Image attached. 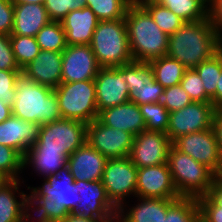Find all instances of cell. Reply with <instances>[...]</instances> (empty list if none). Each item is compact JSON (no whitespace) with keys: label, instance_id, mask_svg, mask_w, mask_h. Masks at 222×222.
Segmentation results:
<instances>
[{"label":"cell","instance_id":"cell-1","mask_svg":"<svg viewBox=\"0 0 222 222\" xmlns=\"http://www.w3.org/2000/svg\"><path fill=\"white\" fill-rule=\"evenodd\" d=\"M43 182L38 187H27L31 190L28 194L29 222H60L78 204L75 180L69 167L65 166L43 178ZM30 210L37 214L35 220Z\"/></svg>","mask_w":222,"mask_h":222},{"label":"cell","instance_id":"cell-2","mask_svg":"<svg viewBox=\"0 0 222 222\" xmlns=\"http://www.w3.org/2000/svg\"><path fill=\"white\" fill-rule=\"evenodd\" d=\"M217 42L218 35L209 18L186 22L169 36L166 55L192 69L216 54Z\"/></svg>","mask_w":222,"mask_h":222},{"label":"cell","instance_id":"cell-3","mask_svg":"<svg viewBox=\"0 0 222 222\" xmlns=\"http://www.w3.org/2000/svg\"><path fill=\"white\" fill-rule=\"evenodd\" d=\"M124 19L133 60L149 62L167 54L169 36L142 5H129Z\"/></svg>","mask_w":222,"mask_h":222},{"label":"cell","instance_id":"cell-4","mask_svg":"<svg viewBox=\"0 0 222 222\" xmlns=\"http://www.w3.org/2000/svg\"><path fill=\"white\" fill-rule=\"evenodd\" d=\"M12 115L39 125L61 119L54 89L20 76L16 83Z\"/></svg>","mask_w":222,"mask_h":222},{"label":"cell","instance_id":"cell-5","mask_svg":"<svg viewBox=\"0 0 222 222\" xmlns=\"http://www.w3.org/2000/svg\"><path fill=\"white\" fill-rule=\"evenodd\" d=\"M90 46L100 68L118 67L133 61L124 18L98 21Z\"/></svg>","mask_w":222,"mask_h":222},{"label":"cell","instance_id":"cell-6","mask_svg":"<svg viewBox=\"0 0 222 222\" xmlns=\"http://www.w3.org/2000/svg\"><path fill=\"white\" fill-rule=\"evenodd\" d=\"M167 163L181 197L198 198L206 195L217 178L210 168L180 152L173 145L169 149Z\"/></svg>","mask_w":222,"mask_h":222},{"label":"cell","instance_id":"cell-7","mask_svg":"<svg viewBox=\"0 0 222 222\" xmlns=\"http://www.w3.org/2000/svg\"><path fill=\"white\" fill-rule=\"evenodd\" d=\"M87 124L59 119L40 125L37 141L27 151L62 152L67 158L86 142Z\"/></svg>","mask_w":222,"mask_h":222},{"label":"cell","instance_id":"cell-8","mask_svg":"<svg viewBox=\"0 0 222 222\" xmlns=\"http://www.w3.org/2000/svg\"><path fill=\"white\" fill-rule=\"evenodd\" d=\"M54 92L59 101L61 118L86 124L98 118L94 80L62 82Z\"/></svg>","mask_w":222,"mask_h":222},{"label":"cell","instance_id":"cell-9","mask_svg":"<svg viewBox=\"0 0 222 222\" xmlns=\"http://www.w3.org/2000/svg\"><path fill=\"white\" fill-rule=\"evenodd\" d=\"M102 183L111 202L119 209L126 204V197L135 196L137 186V167L130 157L109 159L106 162Z\"/></svg>","mask_w":222,"mask_h":222},{"label":"cell","instance_id":"cell-10","mask_svg":"<svg viewBox=\"0 0 222 222\" xmlns=\"http://www.w3.org/2000/svg\"><path fill=\"white\" fill-rule=\"evenodd\" d=\"M78 204L71 212L83 218L112 222L118 217V208L106 194L102 181H75Z\"/></svg>","mask_w":222,"mask_h":222},{"label":"cell","instance_id":"cell-11","mask_svg":"<svg viewBox=\"0 0 222 222\" xmlns=\"http://www.w3.org/2000/svg\"><path fill=\"white\" fill-rule=\"evenodd\" d=\"M217 109L211 102H192L169 114L167 135L173 143L177 138L213 126Z\"/></svg>","mask_w":222,"mask_h":222},{"label":"cell","instance_id":"cell-12","mask_svg":"<svg viewBox=\"0 0 222 222\" xmlns=\"http://www.w3.org/2000/svg\"><path fill=\"white\" fill-rule=\"evenodd\" d=\"M133 140V134L108 127L98 118L86 127V142L108 160L129 157Z\"/></svg>","mask_w":222,"mask_h":222},{"label":"cell","instance_id":"cell-13","mask_svg":"<svg viewBox=\"0 0 222 222\" xmlns=\"http://www.w3.org/2000/svg\"><path fill=\"white\" fill-rule=\"evenodd\" d=\"M172 145L180 152L206 165L216 175L220 173L222 155L213 127L204 131L183 135L177 138Z\"/></svg>","mask_w":222,"mask_h":222},{"label":"cell","instance_id":"cell-14","mask_svg":"<svg viewBox=\"0 0 222 222\" xmlns=\"http://www.w3.org/2000/svg\"><path fill=\"white\" fill-rule=\"evenodd\" d=\"M94 82L99 113L106 108L131 101L126 82V64L100 68Z\"/></svg>","mask_w":222,"mask_h":222},{"label":"cell","instance_id":"cell-15","mask_svg":"<svg viewBox=\"0 0 222 222\" xmlns=\"http://www.w3.org/2000/svg\"><path fill=\"white\" fill-rule=\"evenodd\" d=\"M172 142L167 134L143 130L134 136L130 153L132 163L137 168H143L167 163Z\"/></svg>","mask_w":222,"mask_h":222},{"label":"cell","instance_id":"cell-16","mask_svg":"<svg viewBox=\"0 0 222 222\" xmlns=\"http://www.w3.org/2000/svg\"><path fill=\"white\" fill-rule=\"evenodd\" d=\"M136 197L179 199L168 163L137 168Z\"/></svg>","mask_w":222,"mask_h":222},{"label":"cell","instance_id":"cell-17","mask_svg":"<svg viewBox=\"0 0 222 222\" xmlns=\"http://www.w3.org/2000/svg\"><path fill=\"white\" fill-rule=\"evenodd\" d=\"M61 68L62 82L94 80L100 69L89 44L67 45Z\"/></svg>","mask_w":222,"mask_h":222},{"label":"cell","instance_id":"cell-18","mask_svg":"<svg viewBox=\"0 0 222 222\" xmlns=\"http://www.w3.org/2000/svg\"><path fill=\"white\" fill-rule=\"evenodd\" d=\"M107 158L85 142L67 158L75 181H102Z\"/></svg>","mask_w":222,"mask_h":222},{"label":"cell","instance_id":"cell-19","mask_svg":"<svg viewBox=\"0 0 222 222\" xmlns=\"http://www.w3.org/2000/svg\"><path fill=\"white\" fill-rule=\"evenodd\" d=\"M62 52L41 50L32 62L22 69V75L52 89L62 83Z\"/></svg>","mask_w":222,"mask_h":222},{"label":"cell","instance_id":"cell-20","mask_svg":"<svg viewBox=\"0 0 222 222\" xmlns=\"http://www.w3.org/2000/svg\"><path fill=\"white\" fill-rule=\"evenodd\" d=\"M40 125L11 115L0 122V144L17 150L23 157L37 141Z\"/></svg>","mask_w":222,"mask_h":222},{"label":"cell","instance_id":"cell-21","mask_svg":"<svg viewBox=\"0 0 222 222\" xmlns=\"http://www.w3.org/2000/svg\"><path fill=\"white\" fill-rule=\"evenodd\" d=\"M20 180L0 184V222H29L28 195L19 190Z\"/></svg>","mask_w":222,"mask_h":222},{"label":"cell","instance_id":"cell-22","mask_svg":"<svg viewBox=\"0 0 222 222\" xmlns=\"http://www.w3.org/2000/svg\"><path fill=\"white\" fill-rule=\"evenodd\" d=\"M98 119L108 127L129 132L134 136L146 130L140 107L132 101L102 110Z\"/></svg>","mask_w":222,"mask_h":222},{"label":"cell","instance_id":"cell-23","mask_svg":"<svg viewBox=\"0 0 222 222\" xmlns=\"http://www.w3.org/2000/svg\"><path fill=\"white\" fill-rule=\"evenodd\" d=\"M95 13L89 7L70 11L61 21L67 45L91 44L98 24Z\"/></svg>","mask_w":222,"mask_h":222},{"label":"cell","instance_id":"cell-24","mask_svg":"<svg viewBox=\"0 0 222 222\" xmlns=\"http://www.w3.org/2000/svg\"><path fill=\"white\" fill-rule=\"evenodd\" d=\"M136 206L129 209L126 205H122L118 209V220L120 222H162L166 217L167 209L177 199L165 198H140L137 197ZM127 211V212H126Z\"/></svg>","mask_w":222,"mask_h":222},{"label":"cell","instance_id":"cell-25","mask_svg":"<svg viewBox=\"0 0 222 222\" xmlns=\"http://www.w3.org/2000/svg\"><path fill=\"white\" fill-rule=\"evenodd\" d=\"M51 20L43 4H14V23L11 35L36 37Z\"/></svg>","mask_w":222,"mask_h":222},{"label":"cell","instance_id":"cell-26","mask_svg":"<svg viewBox=\"0 0 222 222\" xmlns=\"http://www.w3.org/2000/svg\"><path fill=\"white\" fill-rule=\"evenodd\" d=\"M23 165L24 168L30 165L38 175L46 178L67 166V157L62 152L26 151Z\"/></svg>","mask_w":222,"mask_h":222},{"label":"cell","instance_id":"cell-27","mask_svg":"<svg viewBox=\"0 0 222 222\" xmlns=\"http://www.w3.org/2000/svg\"><path fill=\"white\" fill-rule=\"evenodd\" d=\"M149 63L152 68V76L164 88L180 84L187 69L178 60L167 55L153 59Z\"/></svg>","mask_w":222,"mask_h":222},{"label":"cell","instance_id":"cell-28","mask_svg":"<svg viewBox=\"0 0 222 222\" xmlns=\"http://www.w3.org/2000/svg\"><path fill=\"white\" fill-rule=\"evenodd\" d=\"M167 7L185 22L208 18V4L204 0H148Z\"/></svg>","mask_w":222,"mask_h":222},{"label":"cell","instance_id":"cell-29","mask_svg":"<svg viewBox=\"0 0 222 222\" xmlns=\"http://www.w3.org/2000/svg\"><path fill=\"white\" fill-rule=\"evenodd\" d=\"M202 80L206 95L211 99V103L216 107V88L222 72L220 58L214 54L211 58L201 62L194 68Z\"/></svg>","mask_w":222,"mask_h":222},{"label":"cell","instance_id":"cell-30","mask_svg":"<svg viewBox=\"0 0 222 222\" xmlns=\"http://www.w3.org/2000/svg\"><path fill=\"white\" fill-rule=\"evenodd\" d=\"M141 5L149 12L157 26L168 36L186 23L174 12L161 4L145 0Z\"/></svg>","mask_w":222,"mask_h":222},{"label":"cell","instance_id":"cell-31","mask_svg":"<svg viewBox=\"0 0 222 222\" xmlns=\"http://www.w3.org/2000/svg\"><path fill=\"white\" fill-rule=\"evenodd\" d=\"M162 222H200L197 198L181 197L168 209Z\"/></svg>","mask_w":222,"mask_h":222},{"label":"cell","instance_id":"cell-32","mask_svg":"<svg viewBox=\"0 0 222 222\" xmlns=\"http://www.w3.org/2000/svg\"><path fill=\"white\" fill-rule=\"evenodd\" d=\"M36 40L40 50L62 52L66 44L65 31L61 22L50 21L37 34Z\"/></svg>","mask_w":222,"mask_h":222},{"label":"cell","instance_id":"cell-33","mask_svg":"<svg viewBox=\"0 0 222 222\" xmlns=\"http://www.w3.org/2000/svg\"><path fill=\"white\" fill-rule=\"evenodd\" d=\"M10 41L15 60L21 70L32 62L41 51L36 37L10 35Z\"/></svg>","mask_w":222,"mask_h":222},{"label":"cell","instance_id":"cell-34","mask_svg":"<svg viewBox=\"0 0 222 222\" xmlns=\"http://www.w3.org/2000/svg\"><path fill=\"white\" fill-rule=\"evenodd\" d=\"M86 6L104 21L125 18L129 4L125 0H86Z\"/></svg>","mask_w":222,"mask_h":222},{"label":"cell","instance_id":"cell-35","mask_svg":"<svg viewBox=\"0 0 222 222\" xmlns=\"http://www.w3.org/2000/svg\"><path fill=\"white\" fill-rule=\"evenodd\" d=\"M146 123V130L167 133L170 112L162 103L139 105Z\"/></svg>","mask_w":222,"mask_h":222},{"label":"cell","instance_id":"cell-36","mask_svg":"<svg viewBox=\"0 0 222 222\" xmlns=\"http://www.w3.org/2000/svg\"><path fill=\"white\" fill-rule=\"evenodd\" d=\"M23 159L17 150L0 144V175L5 180L20 179L19 175L24 170Z\"/></svg>","mask_w":222,"mask_h":222},{"label":"cell","instance_id":"cell-37","mask_svg":"<svg viewBox=\"0 0 222 222\" xmlns=\"http://www.w3.org/2000/svg\"><path fill=\"white\" fill-rule=\"evenodd\" d=\"M152 77V68L149 62L131 61L126 64V82L129 93L136 90Z\"/></svg>","mask_w":222,"mask_h":222},{"label":"cell","instance_id":"cell-38","mask_svg":"<svg viewBox=\"0 0 222 222\" xmlns=\"http://www.w3.org/2000/svg\"><path fill=\"white\" fill-rule=\"evenodd\" d=\"M164 87L152 76L146 83L130 94L131 101L138 104L161 103Z\"/></svg>","mask_w":222,"mask_h":222},{"label":"cell","instance_id":"cell-39","mask_svg":"<svg viewBox=\"0 0 222 222\" xmlns=\"http://www.w3.org/2000/svg\"><path fill=\"white\" fill-rule=\"evenodd\" d=\"M180 85L189 94L193 102H211L205 93L202 80L194 68L186 69Z\"/></svg>","mask_w":222,"mask_h":222},{"label":"cell","instance_id":"cell-40","mask_svg":"<svg viewBox=\"0 0 222 222\" xmlns=\"http://www.w3.org/2000/svg\"><path fill=\"white\" fill-rule=\"evenodd\" d=\"M192 102L193 101L189 94L181 87L180 84L164 88L161 103L169 112L185 108Z\"/></svg>","mask_w":222,"mask_h":222},{"label":"cell","instance_id":"cell-41","mask_svg":"<svg viewBox=\"0 0 222 222\" xmlns=\"http://www.w3.org/2000/svg\"><path fill=\"white\" fill-rule=\"evenodd\" d=\"M22 70H0V100L12 106L15 87Z\"/></svg>","mask_w":222,"mask_h":222},{"label":"cell","instance_id":"cell-42","mask_svg":"<svg viewBox=\"0 0 222 222\" xmlns=\"http://www.w3.org/2000/svg\"><path fill=\"white\" fill-rule=\"evenodd\" d=\"M200 222H222V211L207 195L197 198Z\"/></svg>","mask_w":222,"mask_h":222},{"label":"cell","instance_id":"cell-43","mask_svg":"<svg viewBox=\"0 0 222 222\" xmlns=\"http://www.w3.org/2000/svg\"><path fill=\"white\" fill-rule=\"evenodd\" d=\"M0 70H21L15 60L10 35L0 34Z\"/></svg>","mask_w":222,"mask_h":222},{"label":"cell","instance_id":"cell-44","mask_svg":"<svg viewBox=\"0 0 222 222\" xmlns=\"http://www.w3.org/2000/svg\"><path fill=\"white\" fill-rule=\"evenodd\" d=\"M14 23V3L0 0V34L11 35Z\"/></svg>","mask_w":222,"mask_h":222},{"label":"cell","instance_id":"cell-45","mask_svg":"<svg viewBox=\"0 0 222 222\" xmlns=\"http://www.w3.org/2000/svg\"><path fill=\"white\" fill-rule=\"evenodd\" d=\"M43 5L51 21L61 22L68 14L67 0H45Z\"/></svg>","mask_w":222,"mask_h":222},{"label":"cell","instance_id":"cell-46","mask_svg":"<svg viewBox=\"0 0 222 222\" xmlns=\"http://www.w3.org/2000/svg\"><path fill=\"white\" fill-rule=\"evenodd\" d=\"M208 18L217 32L218 39H222V0H212L208 4Z\"/></svg>","mask_w":222,"mask_h":222},{"label":"cell","instance_id":"cell-47","mask_svg":"<svg viewBox=\"0 0 222 222\" xmlns=\"http://www.w3.org/2000/svg\"><path fill=\"white\" fill-rule=\"evenodd\" d=\"M222 211V181L216 178L206 194Z\"/></svg>","mask_w":222,"mask_h":222},{"label":"cell","instance_id":"cell-48","mask_svg":"<svg viewBox=\"0 0 222 222\" xmlns=\"http://www.w3.org/2000/svg\"><path fill=\"white\" fill-rule=\"evenodd\" d=\"M213 129L222 155V115H215L213 121Z\"/></svg>","mask_w":222,"mask_h":222},{"label":"cell","instance_id":"cell-49","mask_svg":"<svg viewBox=\"0 0 222 222\" xmlns=\"http://www.w3.org/2000/svg\"><path fill=\"white\" fill-rule=\"evenodd\" d=\"M60 222H103L100 219H88L83 218L81 215L69 213L62 221Z\"/></svg>","mask_w":222,"mask_h":222},{"label":"cell","instance_id":"cell-50","mask_svg":"<svg viewBox=\"0 0 222 222\" xmlns=\"http://www.w3.org/2000/svg\"><path fill=\"white\" fill-rule=\"evenodd\" d=\"M12 115V108L10 105L0 100V122L8 119Z\"/></svg>","mask_w":222,"mask_h":222},{"label":"cell","instance_id":"cell-51","mask_svg":"<svg viewBox=\"0 0 222 222\" xmlns=\"http://www.w3.org/2000/svg\"><path fill=\"white\" fill-rule=\"evenodd\" d=\"M68 13L86 7V0H67Z\"/></svg>","mask_w":222,"mask_h":222},{"label":"cell","instance_id":"cell-52","mask_svg":"<svg viewBox=\"0 0 222 222\" xmlns=\"http://www.w3.org/2000/svg\"><path fill=\"white\" fill-rule=\"evenodd\" d=\"M216 88V108L222 103V72L217 82Z\"/></svg>","mask_w":222,"mask_h":222},{"label":"cell","instance_id":"cell-53","mask_svg":"<svg viewBox=\"0 0 222 222\" xmlns=\"http://www.w3.org/2000/svg\"><path fill=\"white\" fill-rule=\"evenodd\" d=\"M14 4H24V3H34V4H44L45 0H11Z\"/></svg>","mask_w":222,"mask_h":222},{"label":"cell","instance_id":"cell-54","mask_svg":"<svg viewBox=\"0 0 222 222\" xmlns=\"http://www.w3.org/2000/svg\"><path fill=\"white\" fill-rule=\"evenodd\" d=\"M216 55L220 58L222 63V39H218L216 44Z\"/></svg>","mask_w":222,"mask_h":222},{"label":"cell","instance_id":"cell-55","mask_svg":"<svg viewBox=\"0 0 222 222\" xmlns=\"http://www.w3.org/2000/svg\"><path fill=\"white\" fill-rule=\"evenodd\" d=\"M129 5H140V0H125Z\"/></svg>","mask_w":222,"mask_h":222},{"label":"cell","instance_id":"cell-56","mask_svg":"<svg viewBox=\"0 0 222 222\" xmlns=\"http://www.w3.org/2000/svg\"><path fill=\"white\" fill-rule=\"evenodd\" d=\"M216 109H217L216 114L217 115H222V103Z\"/></svg>","mask_w":222,"mask_h":222},{"label":"cell","instance_id":"cell-57","mask_svg":"<svg viewBox=\"0 0 222 222\" xmlns=\"http://www.w3.org/2000/svg\"><path fill=\"white\" fill-rule=\"evenodd\" d=\"M217 178H219L222 181V168H221L220 173L217 175Z\"/></svg>","mask_w":222,"mask_h":222},{"label":"cell","instance_id":"cell-58","mask_svg":"<svg viewBox=\"0 0 222 222\" xmlns=\"http://www.w3.org/2000/svg\"><path fill=\"white\" fill-rule=\"evenodd\" d=\"M4 181H5V179L0 175V184Z\"/></svg>","mask_w":222,"mask_h":222},{"label":"cell","instance_id":"cell-59","mask_svg":"<svg viewBox=\"0 0 222 222\" xmlns=\"http://www.w3.org/2000/svg\"><path fill=\"white\" fill-rule=\"evenodd\" d=\"M206 4H209L212 0H204Z\"/></svg>","mask_w":222,"mask_h":222},{"label":"cell","instance_id":"cell-60","mask_svg":"<svg viewBox=\"0 0 222 222\" xmlns=\"http://www.w3.org/2000/svg\"><path fill=\"white\" fill-rule=\"evenodd\" d=\"M112 222H120L119 220H118V218H116L114 221H112Z\"/></svg>","mask_w":222,"mask_h":222}]
</instances>
